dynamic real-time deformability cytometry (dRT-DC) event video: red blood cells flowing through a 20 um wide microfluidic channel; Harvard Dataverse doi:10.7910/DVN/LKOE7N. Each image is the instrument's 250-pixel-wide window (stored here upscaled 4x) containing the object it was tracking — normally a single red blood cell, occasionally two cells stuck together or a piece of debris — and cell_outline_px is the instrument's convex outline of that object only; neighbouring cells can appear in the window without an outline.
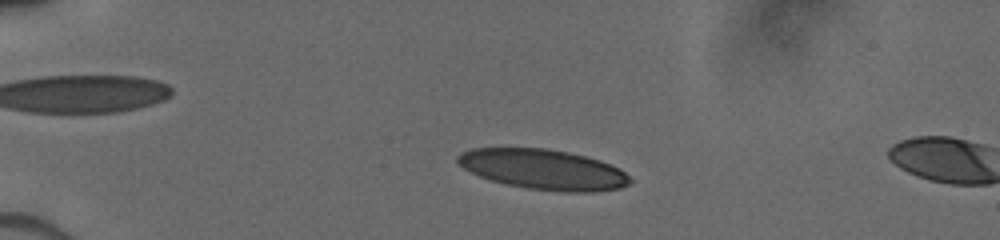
{"species": "human", "species_latin": "Homo sapiens", "temperature_condition": "cold", "stored_images_in_passage": 4, "camera_frame_rate_fps": 3000, "um_per_image_px": 0.085, "donor": {"sex": "male"}, "frame": {"image": 1, "passage_image": 3, "time_ms": 1.667, "image_size_px": [1000, 240], "cell_outline_px": [[632, 180], [628, 184], [620, 188], [592, 192], [564, 192], [528, 188], [508, 184], [492, 180], [480, 176], [464, 168], [456, 160], [456, 156], [460, 152], [472, 148], [544, 148], [568, 152], [600, 160], [620, 168]], "centroid_in_image_um": [46.19, 14.39], "position_along_channel_um": 38.8, "area_um2": 40.11}}